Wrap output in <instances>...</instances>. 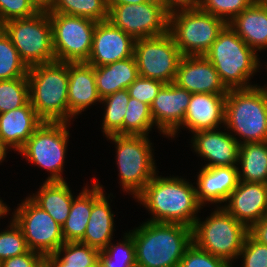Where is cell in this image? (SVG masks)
<instances>
[{
    "instance_id": "obj_47",
    "label": "cell",
    "mask_w": 267,
    "mask_h": 267,
    "mask_svg": "<svg viewBox=\"0 0 267 267\" xmlns=\"http://www.w3.org/2000/svg\"><path fill=\"white\" fill-rule=\"evenodd\" d=\"M39 12H49L54 0H29Z\"/></svg>"
},
{
    "instance_id": "obj_19",
    "label": "cell",
    "mask_w": 267,
    "mask_h": 267,
    "mask_svg": "<svg viewBox=\"0 0 267 267\" xmlns=\"http://www.w3.org/2000/svg\"><path fill=\"white\" fill-rule=\"evenodd\" d=\"M222 207L248 229L267 216V184L239 181Z\"/></svg>"
},
{
    "instance_id": "obj_45",
    "label": "cell",
    "mask_w": 267,
    "mask_h": 267,
    "mask_svg": "<svg viewBox=\"0 0 267 267\" xmlns=\"http://www.w3.org/2000/svg\"><path fill=\"white\" fill-rule=\"evenodd\" d=\"M171 12L177 9L198 8L201 0H161Z\"/></svg>"
},
{
    "instance_id": "obj_39",
    "label": "cell",
    "mask_w": 267,
    "mask_h": 267,
    "mask_svg": "<svg viewBox=\"0 0 267 267\" xmlns=\"http://www.w3.org/2000/svg\"><path fill=\"white\" fill-rule=\"evenodd\" d=\"M178 267H233L223 258L214 256L192 243L183 255Z\"/></svg>"
},
{
    "instance_id": "obj_23",
    "label": "cell",
    "mask_w": 267,
    "mask_h": 267,
    "mask_svg": "<svg viewBox=\"0 0 267 267\" xmlns=\"http://www.w3.org/2000/svg\"><path fill=\"white\" fill-rule=\"evenodd\" d=\"M43 122L29 101L20 108L0 114V137L18 152Z\"/></svg>"
},
{
    "instance_id": "obj_26",
    "label": "cell",
    "mask_w": 267,
    "mask_h": 267,
    "mask_svg": "<svg viewBox=\"0 0 267 267\" xmlns=\"http://www.w3.org/2000/svg\"><path fill=\"white\" fill-rule=\"evenodd\" d=\"M42 183L36 193L28 196L62 226L69 215L75 197L69 183L66 180Z\"/></svg>"
},
{
    "instance_id": "obj_8",
    "label": "cell",
    "mask_w": 267,
    "mask_h": 267,
    "mask_svg": "<svg viewBox=\"0 0 267 267\" xmlns=\"http://www.w3.org/2000/svg\"><path fill=\"white\" fill-rule=\"evenodd\" d=\"M227 23L198 8L170 12L169 33L183 56L204 55Z\"/></svg>"
},
{
    "instance_id": "obj_35",
    "label": "cell",
    "mask_w": 267,
    "mask_h": 267,
    "mask_svg": "<svg viewBox=\"0 0 267 267\" xmlns=\"http://www.w3.org/2000/svg\"><path fill=\"white\" fill-rule=\"evenodd\" d=\"M30 101L27 76L0 80V114L20 108Z\"/></svg>"
},
{
    "instance_id": "obj_36",
    "label": "cell",
    "mask_w": 267,
    "mask_h": 267,
    "mask_svg": "<svg viewBox=\"0 0 267 267\" xmlns=\"http://www.w3.org/2000/svg\"><path fill=\"white\" fill-rule=\"evenodd\" d=\"M100 251L80 241L65 242L54 255L68 265L95 267Z\"/></svg>"
},
{
    "instance_id": "obj_41",
    "label": "cell",
    "mask_w": 267,
    "mask_h": 267,
    "mask_svg": "<svg viewBox=\"0 0 267 267\" xmlns=\"http://www.w3.org/2000/svg\"><path fill=\"white\" fill-rule=\"evenodd\" d=\"M38 12L29 0H0V26L12 19L32 17Z\"/></svg>"
},
{
    "instance_id": "obj_11",
    "label": "cell",
    "mask_w": 267,
    "mask_h": 267,
    "mask_svg": "<svg viewBox=\"0 0 267 267\" xmlns=\"http://www.w3.org/2000/svg\"><path fill=\"white\" fill-rule=\"evenodd\" d=\"M53 50L57 62H86L92 49L96 23L93 20L60 13H49Z\"/></svg>"
},
{
    "instance_id": "obj_46",
    "label": "cell",
    "mask_w": 267,
    "mask_h": 267,
    "mask_svg": "<svg viewBox=\"0 0 267 267\" xmlns=\"http://www.w3.org/2000/svg\"><path fill=\"white\" fill-rule=\"evenodd\" d=\"M45 265L47 267H87V266L68 265V263H62L54 254L45 256Z\"/></svg>"
},
{
    "instance_id": "obj_10",
    "label": "cell",
    "mask_w": 267,
    "mask_h": 267,
    "mask_svg": "<svg viewBox=\"0 0 267 267\" xmlns=\"http://www.w3.org/2000/svg\"><path fill=\"white\" fill-rule=\"evenodd\" d=\"M28 67L55 62L52 25L48 12L12 19L0 26Z\"/></svg>"
},
{
    "instance_id": "obj_48",
    "label": "cell",
    "mask_w": 267,
    "mask_h": 267,
    "mask_svg": "<svg viewBox=\"0 0 267 267\" xmlns=\"http://www.w3.org/2000/svg\"><path fill=\"white\" fill-rule=\"evenodd\" d=\"M151 0H107V5L140 4Z\"/></svg>"
},
{
    "instance_id": "obj_15",
    "label": "cell",
    "mask_w": 267,
    "mask_h": 267,
    "mask_svg": "<svg viewBox=\"0 0 267 267\" xmlns=\"http://www.w3.org/2000/svg\"><path fill=\"white\" fill-rule=\"evenodd\" d=\"M135 39L109 20L96 23L88 64L99 67L134 56Z\"/></svg>"
},
{
    "instance_id": "obj_51",
    "label": "cell",
    "mask_w": 267,
    "mask_h": 267,
    "mask_svg": "<svg viewBox=\"0 0 267 267\" xmlns=\"http://www.w3.org/2000/svg\"><path fill=\"white\" fill-rule=\"evenodd\" d=\"M95 267H106L100 260H98Z\"/></svg>"
},
{
    "instance_id": "obj_33",
    "label": "cell",
    "mask_w": 267,
    "mask_h": 267,
    "mask_svg": "<svg viewBox=\"0 0 267 267\" xmlns=\"http://www.w3.org/2000/svg\"><path fill=\"white\" fill-rule=\"evenodd\" d=\"M29 67L21 59L10 37L0 27V80L28 75Z\"/></svg>"
},
{
    "instance_id": "obj_44",
    "label": "cell",
    "mask_w": 267,
    "mask_h": 267,
    "mask_svg": "<svg viewBox=\"0 0 267 267\" xmlns=\"http://www.w3.org/2000/svg\"><path fill=\"white\" fill-rule=\"evenodd\" d=\"M248 233L258 242L267 245V216L254 223Z\"/></svg>"
},
{
    "instance_id": "obj_27",
    "label": "cell",
    "mask_w": 267,
    "mask_h": 267,
    "mask_svg": "<svg viewBox=\"0 0 267 267\" xmlns=\"http://www.w3.org/2000/svg\"><path fill=\"white\" fill-rule=\"evenodd\" d=\"M139 76L135 56L95 67V81L101 99L127 89Z\"/></svg>"
},
{
    "instance_id": "obj_2",
    "label": "cell",
    "mask_w": 267,
    "mask_h": 267,
    "mask_svg": "<svg viewBox=\"0 0 267 267\" xmlns=\"http://www.w3.org/2000/svg\"><path fill=\"white\" fill-rule=\"evenodd\" d=\"M137 267H178L193 243L192 228L179 223L146 221L129 230Z\"/></svg>"
},
{
    "instance_id": "obj_12",
    "label": "cell",
    "mask_w": 267,
    "mask_h": 267,
    "mask_svg": "<svg viewBox=\"0 0 267 267\" xmlns=\"http://www.w3.org/2000/svg\"><path fill=\"white\" fill-rule=\"evenodd\" d=\"M170 11L161 0L108 5V20L135 40L169 32Z\"/></svg>"
},
{
    "instance_id": "obj_29",
    "label": "cell",
    "mask_w": 267,
    "mask_h": 267,
    "mask_svg": "<svg viewBox=\"0 0 267 267\" xmlns=\"http://www.w3.org/2000/svg\"><path fill=\"white\" fill-rule=\"evenodd\" d=\"M238 174L239 181L267 184V141L240 145Z\"/></svg>"
},
{
    "instance_id": "obj_50",
    "label": "cell",
    "mask_w": 267,
    "mask_h": 267,
    "mask_svg": "<svg viewBox=\"0 0 267 267\" xmlns=\"http://www.w3.org/2000/svg\"><path fill=\"white\" fill-rule=\"evenodd\" d=\"M10 207L0 198V218H5L8 214L10 215ZM4 216V217H3ZM1 220V219H0Z\"/></svg>"
},
{
    "instance_id": "obj_18",
    "label": "cell",
    "mask_w": 267,
    "mask_h": 267,
    "mask_svg": "<svg viewBox=\"0 0 267 267\" xmlns=\"http://www.w3.org/2000/svg\"><path fill=\"white\" fill-rule=\"evenodd\" d=\"M173 83L190 93L228 92L215 67L204 55L183 56Z\"/></svg>"
},
{
    "instance_id": "obj_7",
    "label": "cell",
    "mask_w": 267,
    "mask_h": 267,
    "mask_svg": "<svg viewBox=\"0 0 267 267\" xmlns=\"http://www.w3.org/2000/svg\"><path fill=\"white\" fill-rule=\"evenodd\" d=\"M215 208L205 220L201 221L199 217L195 220L192 241L197 247L234 265L249 229L222 206Z\"/></svg>"
},
{
    "instance_id": "obj_21",
    "label": "cell",
    "mask_w": 267,
    "mask_h": 267,
    "mask_svg": "<svg viewBox=\"0 0 267 267\" xmlns=\"http://www.w3.org/2000/svg\"><path fill=\"white\" fill-rule=\"evenodd\" d=\"M69 123L91 105L101 102L95 81V67L87 62H68Z\"/></svg>"
},
{
    "instance_id": "obj_4",
    "label": "cell",
    "mask_w": 267,
    "mask_h": 267,
    "mask_svg": "<svg viewBox=\"0 0 267 267\" xmlns=\"http://www.w3.org/2000/svg\"><path fill=\"white\" fill-rule=\"evenodd\" d=\"M204 56L213 64L228 90L257 85L251 84L250 80L262 66L259 55L237 35L229 24L219 33Z\"/></svg>"
},
{
    "instance_id": "obj_37",
    "label": "cell",
    "mask_w": 267,
    "mask_h": 267,
    "mask_svg": "<svg viewBox=\"0 0 267 267\" xmlns=\"http://www.w3.org/2000/svg\"><path fill=\"white\" fill-rule=\"evenodd\" d=\"M10 225L0 232V263L30 251L20 226L11 217Z\"/></svg>"
},
{
    "instance_id": "obj_13",
    "label": "cell",
    "mask_w": 267,
    "mask_h": 267,
    "mask_svg": "<svg viewBox=\"0 0 267 267\" xmlns=\"http://www.w3.org/2000/svg\"><path fill=\"white\" fill-rule=\"evenodd\" d=\"M134 56L139 76L170 84L183 57L170 33L136 39Z\"/></svg>"
},
{
    "instance_id": "obj_5",
    "label": "cell",
    "mask_w": 267,
    "mask_h": 267,
    "mask_svg": "<svg viewBox=\"0 0 267 267\" xmlns=\"http://www.w3.org/2000/svg\"><path fill=\"white\" fill-rule=\"evenodd\" d=\"M30 103L44 122L69 123L68 63L37 64L28 70Z\"/></svg>"
},
{
    "instance_id": "obj_49",
    "label": "cell",
    "mask_w": 267,
    "mask_h": 267,
    "mask_svg": "<svg viewBox=\"0 0 267 267\" xmlns=\"http://www.w3.org/2000/svg\"><path fill=\"white\" fill-rule=\"evenodd\" d=\"M12 150L5 142L4 140L0 137V164L2 161L5 160L7 157L8 151Z\"/></svg>"
},
{
    "instance_id": "obj_6",
    "label": "cell",
    "mask_w": 267,
    "mask_h": 267,
    "mask_svg": "<svg viewBox=\"0 0 267 267\" xmlns=\"http://www.w3.org/2000/svg\"><path fill=\"white\" fill-rule=\"evenodd\" d=\"M144 135H109L115 144L119 184L123 192L135 198L159 171L155 164L153 145ZM113 141V142H112Z\"/></svg>"
},
{
    "instance_id": "obj_30",
    "label": "cell",
    "mask_w": 267,
    "mask_h": 267,
    "mask_svg": "<svg viewBox=\"0 0 267 267\" xmlns=\"http://www.w3.org/2000/svg\"><path fill=\"white\" fill-rule=\"evenodd\" d=\"M130 95L127 89L119 90L101 99L104 106L102 122L103 136L123 135V120Z\"/></svg>"
},
{
    "instance_id": "obj_3",
    "label": "cell",
    "mask_w": 267,
    "mask_h": 267,
    "mask_svg": "<svg viewBox=\"0 0 267 267\" xmlns=\"http://www.w3.org/2000/svg\"><path fill=\"white\" fill-rule=\"evenodd\" d=\"M224 128L239 145L267 141L266 88L257 83L249 88L229 89L225 101Z\"/></svg>"
},
{
    "instance_id": "obj_22",
    "label": "cell",
    "mask_w": 267,
    "mask_h": 267,
    "mask_svg": "<svg viewBox=\"0 0 267 267\" xmlns=\"http://www.w3.org/2000/svg\"><path fill=\"white\" fill-rule=\"evenodd\" d=\"M197 173L196 195L203 207L222 206L239 183L238 166L201 167Z\"/></svg>"
},
{
    "instance_id": "obj_9",
    "label": "cell",
    "mask_w": 267,
    "mask_h": 267,
    "mask_svg": "<svg viewBox=\"0 0 267 267\" xmlns=\"http://www.w3.org/2000/svg\"><path fill=\"white\" fill-rule=\"evenodd\" d=\"M70 124L43 122L18 151L26 161L50 173L45 181H64L62 175L68 152Z\"/></svg>"
},
{
    "instance_id": "obj_32",
    "label": "cell",
    "mask_w": 267,
    "mask_h": 267,
    "mask_svg": "<svg viewBox=\"0 0 267 267\" xmlns=\"http://www.w3.org/2000/svg\"><path fill=\"white\" fill-rule=\"evenodd\" d=\"M155 126L150 105L130 97L123 120V135H144Z\"/></svg>"
},
{
    "instance_id": "obj_17",
    "label": "cell",
    "mask_w": 267,
    "mask_h": 267,
    "mask_svg": "<svg viewBox=\"0 0 267 267\" xmlns=\"http://www.w3.org/2000/svg\"><path fill=\"white\" fill-rule=\"evenodd\" d=\"M216 128L192 133L191 148L205 161L202 167L238 166L239 147L236 139Z\"/></svg>"
},
{
    "instance_id": "obj_31",
    "label": "cell",
    "mask_w": 267,
    "mask_h": 267,
    "mask_svg": "<svg viewBox=\"0 0 267 267\" xmlns=\"http://www.w3.org/2000/svg\"><path fill=\"white\" fill-rule=\"evenodd\" d=\"M48 13L74 15L95 22L108 20L107 0H54Z\"/></svg>"
},
{
    "instance_id": "obj_24",
    "label": "cell",
    "mask_w": 267,
    "mask_h": 267,
    "mask_svg": "<svg viewBox=\"0 0 267 267\" xmlns=\"http://www.w3.org/2000/svg\"><path fill=\"white\" fill-rule=\"evenodd\" d=\"M228 24L256 53L267 50V0H255Z\"/></svg>"
},
{
    "instance_id": "obj_28",
    "label": "cell",
    "mask_w": 267,
    "mask_h": 267,
    "mask_svg": "<svg viewBox=\"0 0 267 267\" xmlns=\"http://www.w3.org/2000/svg\"><path fill=\"white\" fill-rule=\"evenodd\" d=\"M106 192L93 204L90 218L80 241L102 251L112 240L115 230L114 214L111 211L109 197Z\"/></svg>"
},
{
    "instance_id": "obj_34",
    "label": "cell",
    "mask_w": 267,
    "mask_h": 267,
    "mask_svg": "<svg viewBox=\"0 0 267 267\" xmlns=\"http://www.w3.org/2000/svg\"><path fill=\"white\" fill-rule=\"evenodd\" d=\"M122 240L116 244L111 241L100 251L99 260L106 267H137L132 235L127 231Z\"/></svg>"
},
{
    "instance_id": "obj_42",
    "label": "cell",
    "mask_w": 267,
    "mask_h": 267,
    "mask_svg": "<svg viewBox=\"0 0 267 267\" xmlns=\"http://www.w3.org/2000/svg\"><path fill=\"white\" fill-rule=\"evenodd\" d=\"M163 85L159 80L138 76L127 90L130 97L151 105Z\"/></svg>"
},
{
    "instance_id": "obj_1",
    "label": "cell",
    "mask_w": 267,
    "mask_h": 267,
    "mask_svg": "<svg viewBox=\"0 0 267 267\" xmlns=\"http://www.w3.org/2000/svg\"><path fill=\"white\" fill-rule=\"evenodd\" d=\"M134 199L151 213L147 221L179 223L191 228L203 209L195 186L181 176L162 177L156 173Z\"/></svg>"
},
{
    "instance_id": "obj_38",
    "label": "cell",
    "mask_w": 267,
    "mask_h": 267,
    "mask_svg": "<svg viewBox=\"0 0 267 267\" xmlns=\"http://www.w3.org/2000/svg\"><path fill=\"white\" fill-rule=\"evenodd\" d=\"M255 0H201L199 8L216 17L223 19L227 24Z\"/></svg>"
},
{
    "instance_id": "obj_40",
    "label": "cell",
    "mask_w": 267,
    "mask_h": 267,
    "mask_svg": "<svg viewBox=\"0 0 267 267\" xmlns=\"http://www.w3.org/2000/svg\"><path fill=\"white\" fill-rule=\"evenodd\" d=\"M238 259L242 260L241 267H267V245L258 242L248 233Z\"/></svg>"
},
{
    "instance_id": "obj_20",
    "label": "cell",
    "mask_w": 267,
    "mask_h": 267,
    "mask_svg": "<svg viewBox=\"0 0 267 267\" xmlns=\"http://www.w3.org/2000/svg\"><path fill=\"white\" fill-rule=\"evenodd\" d=\"M225 101L226 94L192 93L182 125L169 138L182 128L194 133L224 127Z\"/></svg>"
},
{
    "instance_id": "obj_16",
    "label": "cell",
    "mask_w": 267,
    "mask_h": 267,
    "mask_svg": "<svg viewBox=\"0 0 267 267\" xmlns=\"http://www.w3.org/2000/svg\"><path fill=\"white\" fill-rule=\"evenodd\" d=\"M192 93L174 83L164 84L150 105L155 127L169 138L183 123Z\"/></svg>"
},
{
    "instance_id": "obj_25",
    "label": "cell",
    "mask_w": 267,
    "mask_h": 267,
    "mask_svg": "<svg viewBox=\"0 0 267 267\" xmlns=\"http://www.w3.org/2000/svg\"><path fill=\"white\" fill-rule=\"evenodd\" d=\"M93 181L91 188L86 184L79 195H75L73 199L69 215L62 225V235L65 242H77L83 239L92 206L105 192L96 176Z\"/></svg>"
},
{
    "instance_id": "obj_14",
    "label": "cell",
    "mask_w": 267,
    "mask_h": 267,
    "mask_svg": "<svg viewBox=\"0 0 267 267\" xmlns=\"http://www.w3.org/2000/svg\"><path fill=\"white\" fill-rule=\"evenodd\" d=\"M11 216L23 231L28 248L44 256L54 254L64 243L62 226L29 196Z\"/></svg>"
},
{
    "instance_id": "obj_43",
    "label": "cell",
    "mask_w": 267,
    "mask_h": 267,
    "mask_svg": "<svg viewBox=\"0 0 267 267\" xmlns=\"http://www.w3.org/2000/svg\"><path fill=\"white\" fill-rule=\"evenodd\" d=\"M45 264V256L30 250L19 256L3 260L0 267H42Z\"/></svg>"
}]
</instances>
